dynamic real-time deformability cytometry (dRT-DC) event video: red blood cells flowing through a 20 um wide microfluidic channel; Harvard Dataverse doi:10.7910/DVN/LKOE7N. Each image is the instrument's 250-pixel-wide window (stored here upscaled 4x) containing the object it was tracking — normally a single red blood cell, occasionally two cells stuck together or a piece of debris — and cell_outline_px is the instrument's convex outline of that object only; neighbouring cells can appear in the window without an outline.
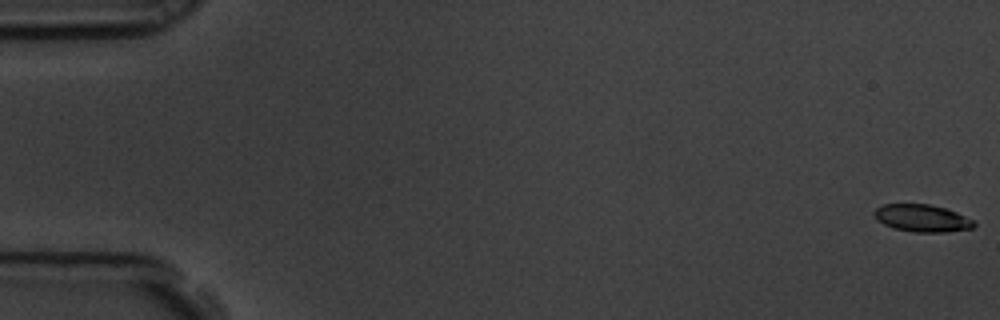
{"species": "common noctule bat (a hibernating species)", "species_latin": "Nyctalus noctula", "temperature_condition": "room temperature", "stored_images_in_passage": 58, "camera_frame_rate_fps": 3000, "um_per_image_px": 0.085, "animal": {"sex": "male", "body_mass_g": 19.5, "forearm_length_mm": 54.6}, "frame": {"image": 1, "passage_image": 1, "time_ms": 0.0, "image_size_px": [1000, 320], "cell_outline_px": [[976, 224], [972, 228], [944, 232], [912, 232], [892, 228], [876, 220], [872, 212], [876, 208], [884, 204], [928, 204], [944, 208], [956, 212], [976, 220]], "centroid_in_image_um": [78.36, 18.55], "position_along_channel_um": 6.6, "area_um2": 16.01}}
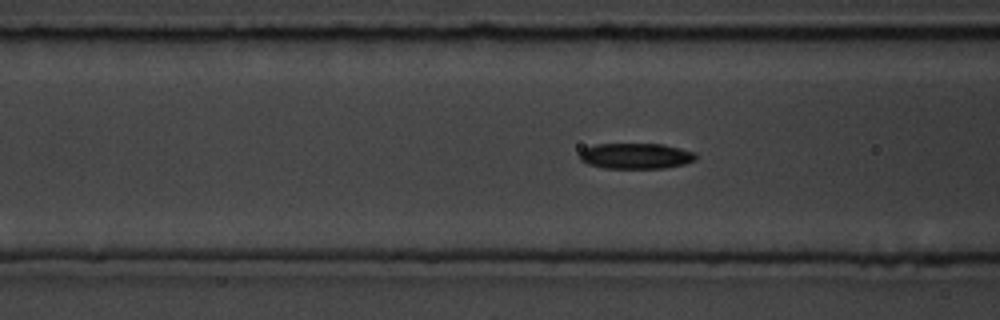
{"frame": {"image": 2, "passage_image": 23, "time_ms": 7.333, "image_size_px": [1000, 320], "cell_outline_px": [[696, 160], [684, 164], [664, 168], [604, 168], [588, 164], [580, 160], [580, 152], [584, 148], [596, 144], [664, 144], [696, 152]], "centroid_in_image_um": [54.06, 13.25], "position_along_channel_um": 112.5, "area_um2": 17.46}}
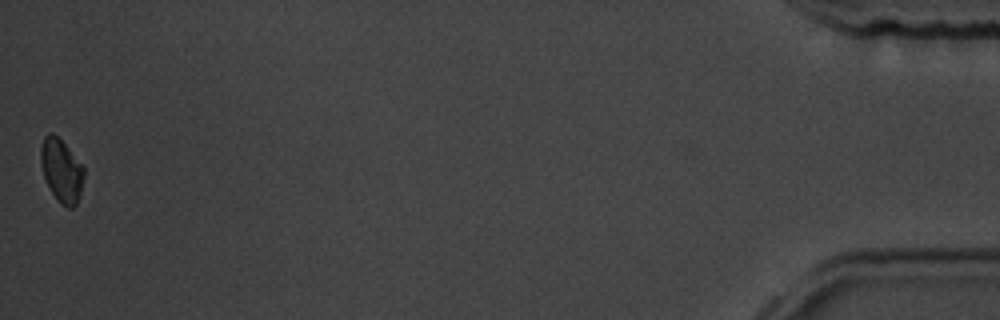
{"frame": {"image": 3, "passage_image": 58, "time_ms": 19.0, "image_size_px": [1000, 320], "cell_outline_px": [[84, 176], [80, 192], [76, 204], [72, 208], [68, 208], [60, 204], [52, 192], [44, 176], [40, 164], [40, 148], [44, 136], [48, 132], [52, 132], [64, 144], [84, 168]], "centroid_in_image_um": [5.2, 14.49], "position_along_channel_um": 430.0, "area_um2": 15.61}, "authors_computed_cell_mechanics": {"area_um2": 16.7909, "velocity_mm_per_s": 3.5456, "shape_relaxation_time_tau1_ms": 4.5432, "shape_relaxation_time_tau2_ms": null, "deformation_change_tau1": 0.108, "deformation_change_tau2": null}}